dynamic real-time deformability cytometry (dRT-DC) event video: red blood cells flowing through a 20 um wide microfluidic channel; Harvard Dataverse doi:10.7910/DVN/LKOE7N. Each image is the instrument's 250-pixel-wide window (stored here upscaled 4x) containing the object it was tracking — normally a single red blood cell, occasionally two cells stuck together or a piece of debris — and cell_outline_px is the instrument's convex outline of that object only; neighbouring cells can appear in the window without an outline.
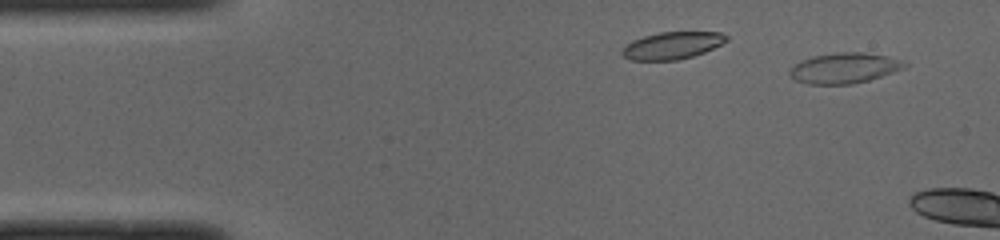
{"species": "common noctule bat (a hibernating species)", "species_latin": "Nyctalus noctula", "temperature_condition": "cold", "stored_images_in_passage": 5, "camera_frame_rate_fps": 3000, "um_per_image_px": 0.085, "animal": {"sex": "male", "body_mass_g": 19.0, "forearm_length_mm": 50.8}, "frame": {"image": 1, "passage_image": 1, "time_ms": 0.0, "image_size_px": [1000, 240], "cell_outline_px": [[908, 64], [904, 68], [868, 80], [852, 84], [808, 84], [796, 80], [788, 72], [800, 60], [812, 56], [836, 52], [864, 52], [884, 56], [900, 60]], "centroid_in_image_um": [71.74, 5.78], "position_along_channel_um": 13.3, "area_um2": 20.11}}